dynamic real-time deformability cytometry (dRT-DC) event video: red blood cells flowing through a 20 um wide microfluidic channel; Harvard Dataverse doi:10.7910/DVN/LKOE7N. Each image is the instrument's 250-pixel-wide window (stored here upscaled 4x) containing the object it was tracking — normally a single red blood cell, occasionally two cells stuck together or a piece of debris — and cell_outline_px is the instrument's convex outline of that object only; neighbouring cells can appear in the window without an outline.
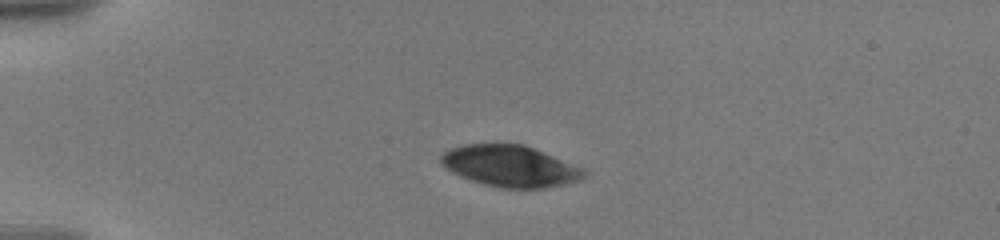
{"species": "human", "species_latin": "Homo sapiens", "temperature_condition": "warm", "stored_images_in_passage": 32, "camera_frame_rate_fps": 3000, "um_per_image_px": 0.085, "donor": {"sex": "male"}, "frame": {"image": 1, "passage_image": 1, "time_ms": 0.0, "image_size_px": [1000, 240], "cell_outline_px": [[588, 172], [580, 180], [548, 188], [500, 188], [484, 184], [460, 176], [452, 172], [440, 164], [440, 156], [444, 152], [452, 148], [464, 144], [524, 144], [584, 168]], "centroid_in_image_um": [43.37, 14.12], "position_along_channel_um": 41.6, "area_um2": 34.51}}
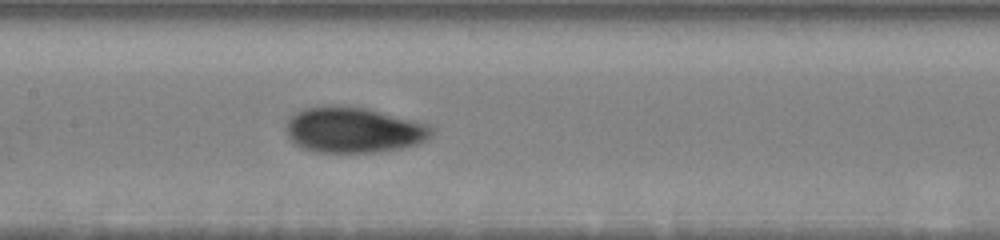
{"frame": {"image": 2, "passage_image": 15, "time_ms": 5.0, "image_size_px": [1000, 240], "cell_outline_px": [[436, 128], [424, 140], [416, 144], [400, 148], [380, 152], [316, 152], [300, 148], [288, 136], [284, 128], [288, 120], [296, 112], [304, 108], [324, 104], [344, 104], [364, 108], [428, 124]], "centroid_in_image_um": [29.99, 11.03], "position_along_channel_um": 177.4, "area_um2": 38.9}}
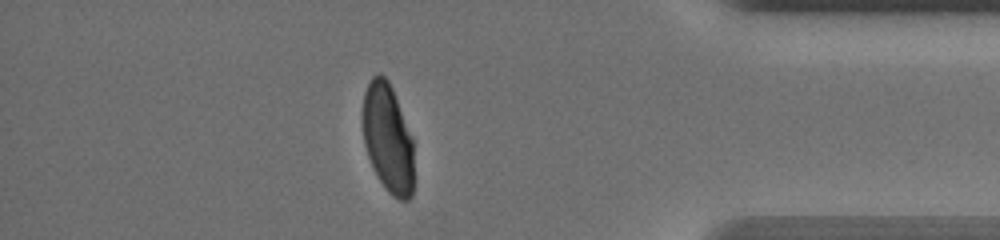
{"frame": {"image": 3, "passage_image": 28, "time_ms": 12.0, "image_size_px": [1000, 240], "cell_outline_px": [[412, 196], [408, 200], [400, 200], [392, 196], [388, 192], [380, 180], [368, 156], [364, 144], [364, 92], [372, 76], [380, 72], [388, 80], [392, 88], [412, 136]], "centroid_in_image_um": [32.97, 11.74], "position_along_channel_um": 402.2, "area_um2": 31.85}, "authors_computed_cell_mechanics": {"area_um2": 37.0209, "velocity_mm_per_s": 3.576, "shape_relaxation_time_tau1_ms": 5.2245, "shape_relaxation_time_tau2_ms": 0.9994, "deformation_change_tau1": 0.1725, "deformation_change_tau2": 0.0461}}